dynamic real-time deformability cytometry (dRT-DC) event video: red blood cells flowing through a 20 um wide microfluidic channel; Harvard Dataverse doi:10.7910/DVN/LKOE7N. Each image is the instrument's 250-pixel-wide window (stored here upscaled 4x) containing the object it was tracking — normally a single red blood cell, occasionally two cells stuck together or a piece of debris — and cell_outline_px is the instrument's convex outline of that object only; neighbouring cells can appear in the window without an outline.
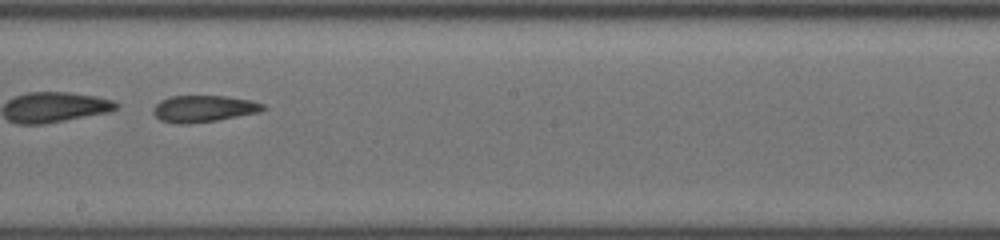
{"species": "common noctule bat (a hibernating species)", "species_latin": "Nyctalus noctula", "temperature_condition": "cold", "stored_images_in_passage": 31, "camera_frame_rate_fps": 3000, "um_per_image_px": 0.085, "animal": {"sex": "female", "body_mass_g": 19.5, "forearm_length_mm": 54.1}, "frame": {"image": 1, "passage_image": 14, "time_ms": 4.333, "image_size_px": [1000, 240], "cell_outline_px": [[268, 108], [260, 112], [216, 120], [188, 124], [176, 124], [160, 120], [152, 112], [152, 108], [160, 100], [172, 96], [224, 96], [252, 100], [264, 104]], "centroid_in_image_um": [17.31, 9.24], "position_along_channel_um": 230.9, "area_um2": 17.17}, "authors_computed_cell_mechanics": {"area_um2": 17.1666, "velocity_mm_per_s": 3.8818, "shape_relaxation_time_tau1_ms": 1.2106, "shape_relaxation_time_tau2_ms": 4.7732, "deformation_change_tau1": 0.2188, "deformation_change_tau2": 0.1426}}